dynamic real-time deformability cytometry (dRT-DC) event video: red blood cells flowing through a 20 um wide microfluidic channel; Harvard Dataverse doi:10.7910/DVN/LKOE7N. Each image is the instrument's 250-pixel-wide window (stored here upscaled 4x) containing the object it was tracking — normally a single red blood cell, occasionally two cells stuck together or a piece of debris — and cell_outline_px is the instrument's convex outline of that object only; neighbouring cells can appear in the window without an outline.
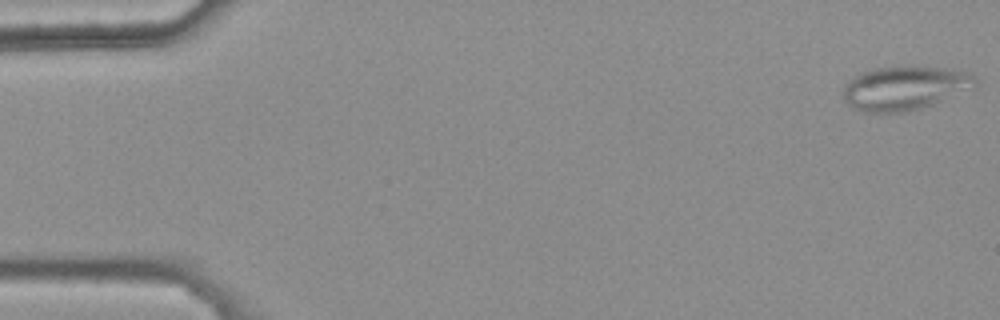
{"species": "common noctule bat (a hibernating species)", "species_latin": "Nyctalus noctula", "temperature_condition": "warm", "stored_images_in_passage": 48, "camera_frame_rate_fps": 3000, "um_per_image_px": 0.085, "animal": {"sex": "female", "body_mass_g": 25.1}, "frame": {"image": 1, "passage_image": 1, "time_ms": 0.0, "image_size_px": [1000, 320], "cell_outline_px": [[976, 80], [940, 100], [932, 104], [920, 108], [904, 112], [860, 112], [852, 108], [848, 104], [840, 92], [844, 84], [852, 76], [860, 72], [872, 68], [896, 64], [912, 64], [944, 68], [968, 72], [976, 76]], "centroid_in_image_um": [76.69, 7.43], "position_along_channel_um": 8.3, "area_um2": 33.87}}
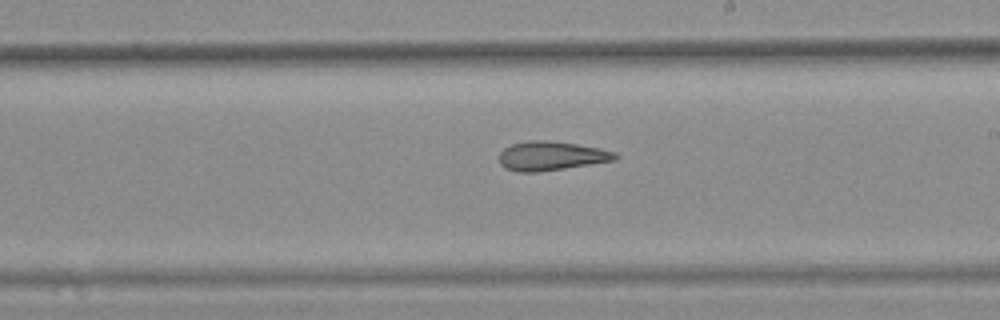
{"frame": {"image": 2, "passage_image": 31, "time_ms": 10.0, "image_size_px": [1000, 320], "cell_outline_px": [[620, 156], [616, 160], [540, 172], [516, 172], [504, 168], [500, 164], [500, 152], [504, 148], [512, 144], [528, 140], [548, 140], [576, 144], [600, 148], [616, 152]], "centroid_in_image_um": [46.86, 13.25], "position_along_channel_um": 242.1, "area_um2": 19.83}}
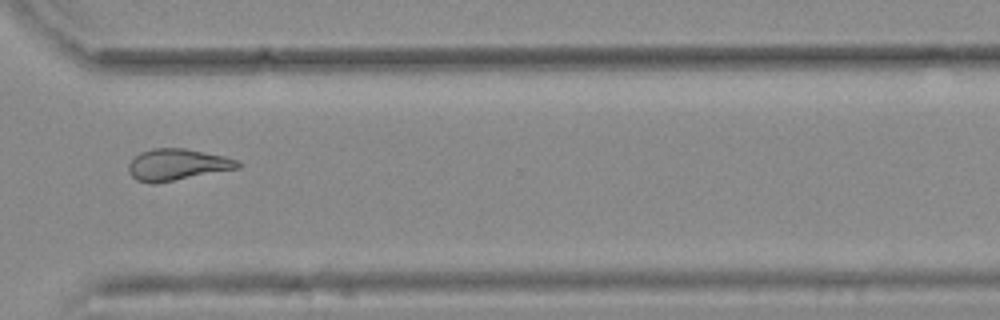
{"frame": {"image": 3, "passage_image": 40, "time_ms": 13.0, "image_size_px": [1000, 320], "cell_outline_px": [[244, 164], [240, 168], [152, 184], [136, 180], [128, 172], [128, 164], [140, 152], [152, 148], [184, 148], [224, 156], [236, 160]], "centroid_in_image_um": [15.06, 13.99], "position_along_channel_um": 355.5, "area_um2": 20.0}, "authors_computed_cell_mechanics": {"area_um2": 20.5479, "velocity_mm_per_s": 3.765, "shape_relaxation_time_tau1_ms": null, "shape_relaxation_time_tau2_ms": 3.8173, "deformation_change_tau1": null, "deformation_change_tau2": 0.134}}